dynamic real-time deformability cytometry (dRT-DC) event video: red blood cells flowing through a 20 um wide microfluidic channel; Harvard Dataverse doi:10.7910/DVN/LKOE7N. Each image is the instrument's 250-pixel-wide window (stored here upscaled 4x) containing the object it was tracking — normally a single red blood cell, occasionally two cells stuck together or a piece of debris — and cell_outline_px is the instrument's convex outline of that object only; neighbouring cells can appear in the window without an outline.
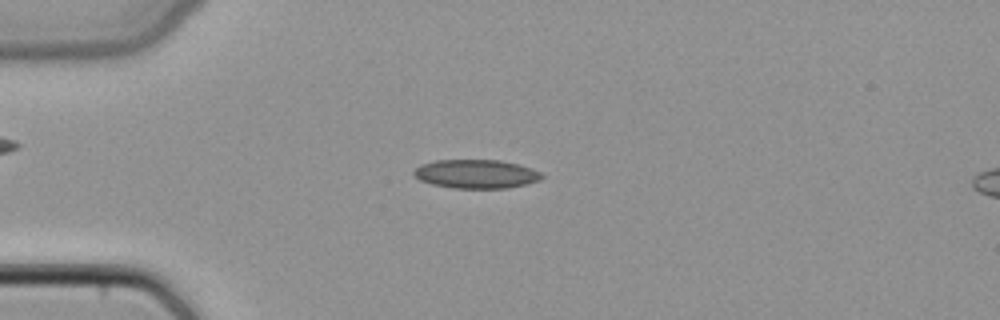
{"species": "common noctule bat (a hibernating species)", "species_latin": "Nyctalus noctula", "temperature_condition": "cold", "stored_images_in_passage": 47, "camera_frame_rate_fps": 3000, "um_per_image_px": 0.085, "animal": {"sex": "female", "body_mass_g": 22.7, "forearm_length_mm": 54.2}, "frame": {"image": 1, "passage_image": 12, "time_ms": 3.667, "image_size_px": [1000, 320], "cell_outline_px": [[544, 176], [540, 180], [528, 184], [508, 188], [452, 188], [432, 184], [420, 180], [412, 172], [420, 164], [436, 160], [500, 160], [532, 168], [540, 172]], "centroid_in_image_um": [40.48, 14.79], "position_along_channel_um": 44.5, "area_um2": 21.5}}
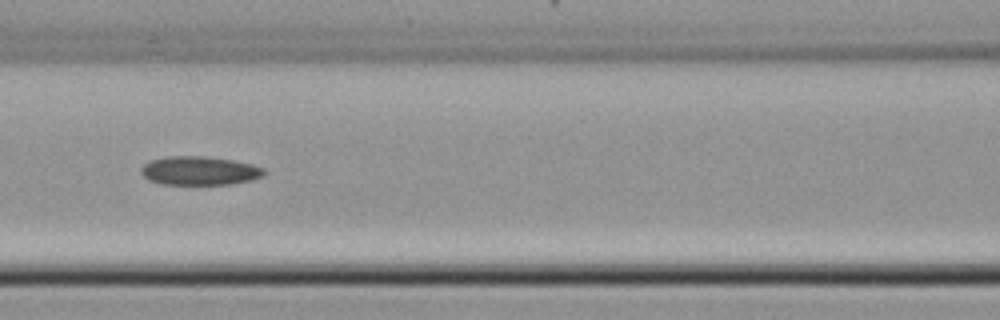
{"frame": {"image": 2, "passage_image": 21, "time_ms": 6.667, "image_size_px": [1000, 320], "cell_outline_px": [[268, 172], [264, 176], [252, 180], [232, 184], [160, 184], [148, 180], [140, 172], [140, 168], [144, 164], [152, 160], [168, 156], [204, 156], [232, 160], [252, 164], [264, 168]], "centroid_in_image_um": [16.98, 14.51], "position_along_channel_um": 149.6, "area_um2": 20.75}}
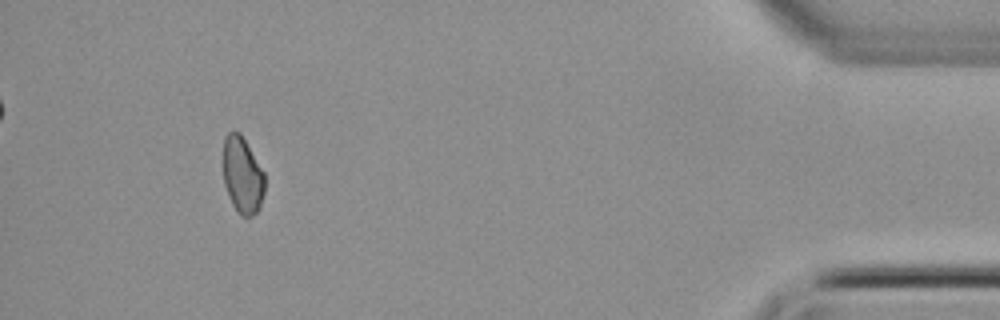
{"frame": {"image": 3, "passage_image": 44, "time_ms": 14.333, "image_size_px": [1000, 320], "cell_outline_px": [[264, 192], [260, 208], [252, 216], [240, 216], [236, 212], [232, 204], [224, 184], [220, 160], [224, 136], [228, 132], [240, 132], [264, 172]], "centroid_in_image_um": [20.55, 14.87], "position_along_channel_um": 414.7, "area_um2": 19.19}}